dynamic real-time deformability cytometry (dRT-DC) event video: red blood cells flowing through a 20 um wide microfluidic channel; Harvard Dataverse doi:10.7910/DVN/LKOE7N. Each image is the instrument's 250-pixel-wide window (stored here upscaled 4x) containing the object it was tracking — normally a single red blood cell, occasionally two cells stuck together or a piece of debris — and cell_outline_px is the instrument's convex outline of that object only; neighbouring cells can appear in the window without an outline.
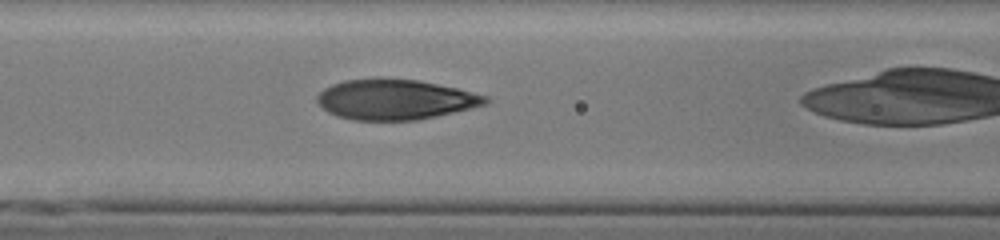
{"species": "human", "species_latin": "Homo sapiens", "temperature_condition": "cold", "stored_images_in_passage": 37, "camera_frame_rate_fps": 3000, "um_per_image_px": 0.085, "donor": {"sex": "male"}, "frame": {"image": 1, "passage_image": 18, "time_ms": 5.667, "image_size_px": [1000, 240], "cell_outline_px": [[488, 104], [436, 116], [416, 120], [352, 120], [336, 116], [328, 112], [316, 100], [316, 96], [324, 88], [332, 84], [344, 80], [376, 76], [420, 80], [456, 88], [488, 96]], "centroid_in_image_um": [33.56, 8.43], "position_along_channel_um": 133.0, "area_um2": 39.94}}
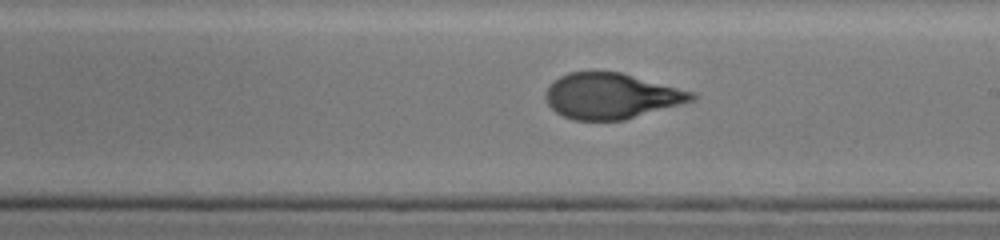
{"frame": {"image": 2, "passage_image": 26, "time_ms": 8.333, "image_size_px": [1000, 240], "cell_outline_px": [[696, 100], [624, 120], [572, 120], [556, 112], [548, 104], [548, 88], [560, 76], [568, 72], [620, 72], [696, 92]], "centroid_in_image_um": [52.02, 8.16], "position_along_channel_um": 237.0, "area_um2": 38.49}}
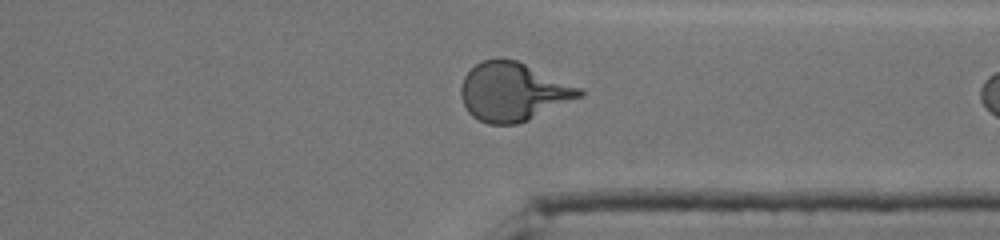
{"frame": {"image": 3, "passage_image": 36, "time_ms": 11.667, "image_size_px": [1000, 240], "cell_outline_px": [[584, 96], [528, 120], [516, 124], [488, 124], [472, 116], [468, 112], [460, 96], [460, 88], [464, 76], [480, 60], [516, 60], [584, 88]], "centroid_in_image_um": [43.64, 7.81], "position_along_channel_um": 367.8, "area_um2": 40.34}}